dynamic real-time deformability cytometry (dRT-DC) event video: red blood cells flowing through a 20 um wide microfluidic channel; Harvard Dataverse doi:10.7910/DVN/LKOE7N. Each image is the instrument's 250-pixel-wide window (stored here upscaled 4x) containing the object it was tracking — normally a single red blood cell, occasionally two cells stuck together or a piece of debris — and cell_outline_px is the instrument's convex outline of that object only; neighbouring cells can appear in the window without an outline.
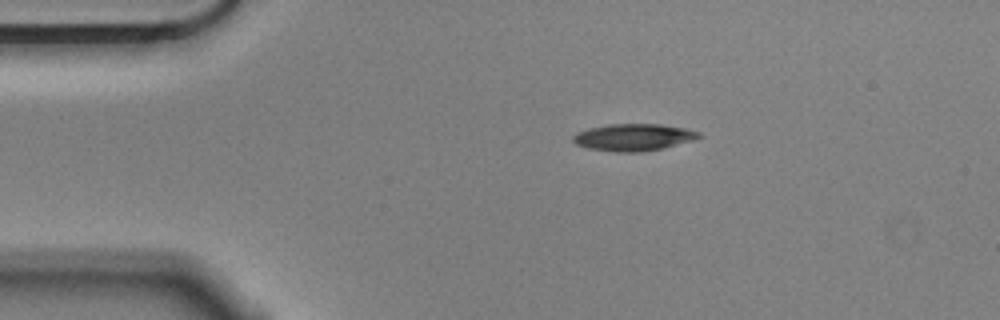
{"species": "Egyptian fruit bat (a non-hibernating species)", "species_latin": "Rousettus aegyptiacus", "temperature_condition": "cold", "stored_images_in_passage": 46, "camera_frame_rate_fps": 3000, "um_per_image_px": 0.085, "animal": {"sex": "male"}, "frame": {"image": 1, "passage_image": 1, "time_ms": 0.0, "image_size_px": [1000, 320], "cell_outline_px": [[704, 136], [692, 140], [664, 148], [644, 152], [616, 152], [588, 148], [576, 144], [572, 140], [572, 136], [576, 132], [588, 128], [608, 124], [660, 124], [684, 128], [700, 132]], "centroid_in_image_um": [53.84, 11.67], "position_along_channel_um": 31.2, "area_um2": 19.94}}
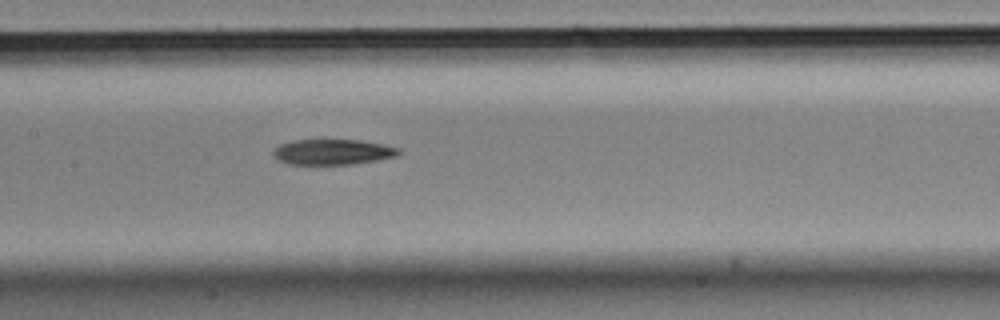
{"frame": {"image": 2, "passage_image": 17, "time_ms": 5.333, "image_size_px": [1000, 320], "cell_outline_px": [[400, 152], [396, 156], [376, 160], [352, 164], [288, 164], [276, 160], [272, 156], [272, 152], [280, 144], [292, 140], [360, 140], [384, 144], [400, 148]], "centroid_in_image_um": [28.25, 12.91], "position_along_channel_um": 179.2, "area_um2": 18.67}}
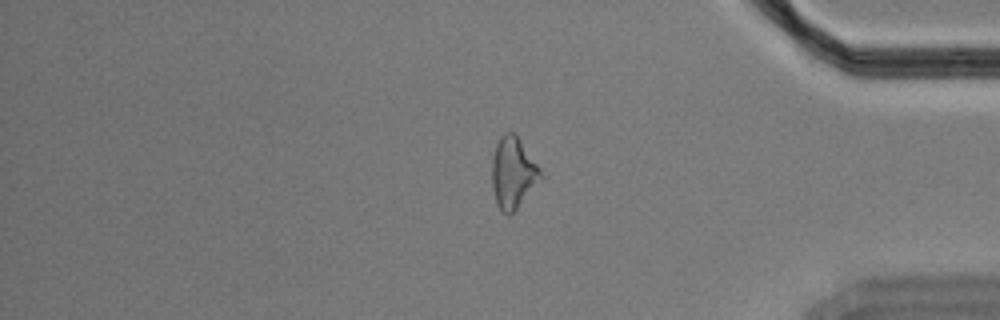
{"frame": {"image": 3, "passage_image": 37, "time_ms": 12.0, "image_size_px": [1000, 320], "cell_outline_px": [[540, 176], [516, 208], [508, 216], [496, 204], [492, 188], [492, 160], [496, 144], [500, 136], [504, 132], [516, 132], [540, 168]], "centroid_in_image_um": [43.55, 14.61], "position_along_channel_um": 391.6, "area_um2": 19.65}, "authors_computed_cell_mechanics": {"area_um2": 19.7098, "velocity_mm_per_s": 3.5639, "shape_relaxation_time_tau1_ms": 4.919, "shape_relaxation_time_tau2_ms": null, "deformation_change_tau1": 0.1534, "deformation_change_tau2": null}}